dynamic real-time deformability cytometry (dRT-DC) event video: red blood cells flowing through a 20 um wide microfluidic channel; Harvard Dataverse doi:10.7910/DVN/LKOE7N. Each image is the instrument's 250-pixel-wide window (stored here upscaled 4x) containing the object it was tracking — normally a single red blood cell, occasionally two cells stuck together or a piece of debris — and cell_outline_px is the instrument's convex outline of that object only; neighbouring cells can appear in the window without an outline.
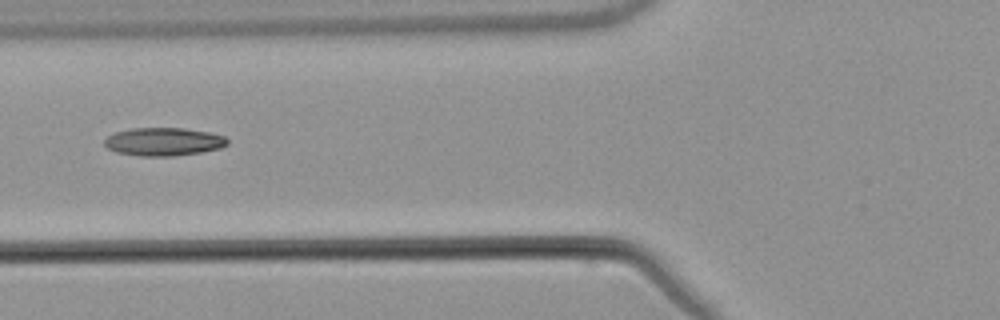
{"species": "common noctule bat (a hibernating species)", "species_latin": "Nyctalus noctula", "temperature_condition": "warm", "stored_images_in_passage": 4, "camera_frame_rate_fps": 3000, "um_per_image_px": 0.085, "animal": {"sex": "male", "body_mass_g": 21.5, "forearm_length_mm": 52.0}, "frame": {"image": 1, "passage_image": 4, "time_ms": 3.667, "image_size_px": [1000, 320], "cell_outline_px": [[228, 144], [220, 148], [200, 152], [172, 156], [140, 156], [116, 152], [108, 148], [104, 144], [104, 140], [108, 136], [116, 132], [132, 128], [184, 128], [208, 132], [224, 136], [228, 140]], "centroid_in_image_um": [13.9, 12.04], "position_along_channel_um": 111.9, "area_um2": 20.06}}